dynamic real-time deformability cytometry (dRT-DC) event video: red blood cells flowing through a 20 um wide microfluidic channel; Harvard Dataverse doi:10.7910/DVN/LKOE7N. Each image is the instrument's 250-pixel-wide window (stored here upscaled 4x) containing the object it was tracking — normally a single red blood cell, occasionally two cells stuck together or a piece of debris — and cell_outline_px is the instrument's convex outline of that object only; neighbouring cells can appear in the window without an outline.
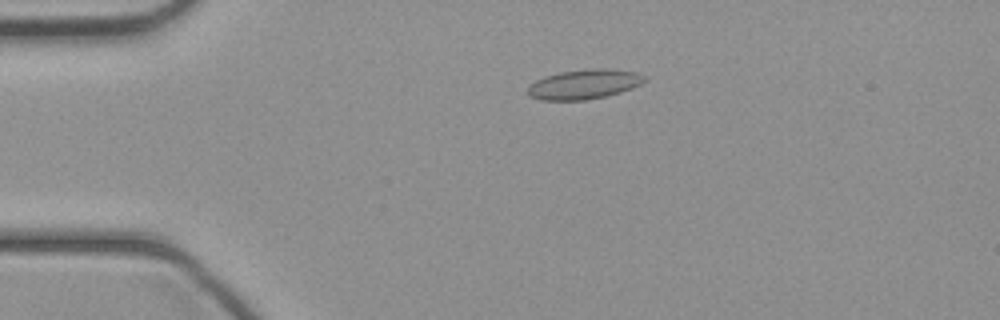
{"species": "common noctule bat (a hibernating species)", "species_latin": "Nyctalus noctula", "temperature_condition": "cold", "stored_images_in_passage": 38, "camera_frame_rate_fps": 3000, "um_per_image_px": 0.085, "animal": {"sex": "female", "body_mass_g": 21.9}, "frame": {"image": 1, "passage_image": 3, "time_ms": 0.667, "image_size_px": [1000, 320], "cell_outline_px": [[648, 80], [632, 88], [620, 92], [604, 96], [584, 100], [540, 100], [528, 96], [528, 84], [544, 76], [560, 72], [588, 68], [604, 68], [636, 72], [644, 76]], "centroid_in_image_um": [49.62, 7.15], "position_along_channel_um": 35.4, "area_um2": 20.29}}
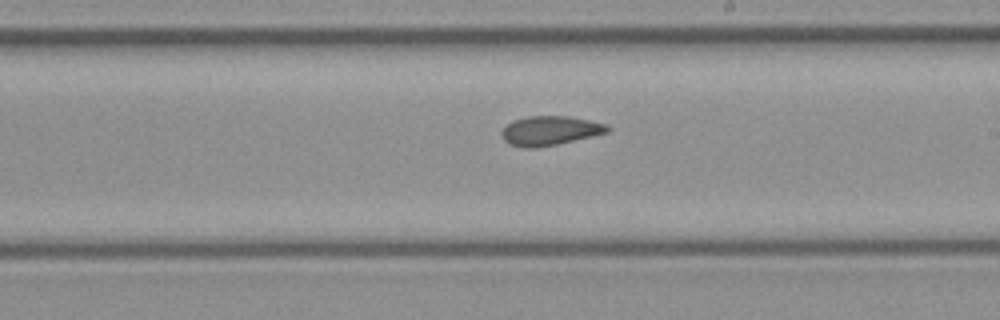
{"frame": {"image": 2, "passage_image": 19, "time_ms": 6.0, "image_size_px": [1000, 320], "cell_outline_px": [[612, 128], [608, 132], [592, 136], [556, 144], [536, 148], [524, 148], [508, 144], [500, 136], [500, 132], [512, 120], [528, 116], [572, 116], [608, 124]], "centroid_in_image_um": [46.74, 11.1], "position_along_channel_um": 242.3, "area_um2": 18.26}}
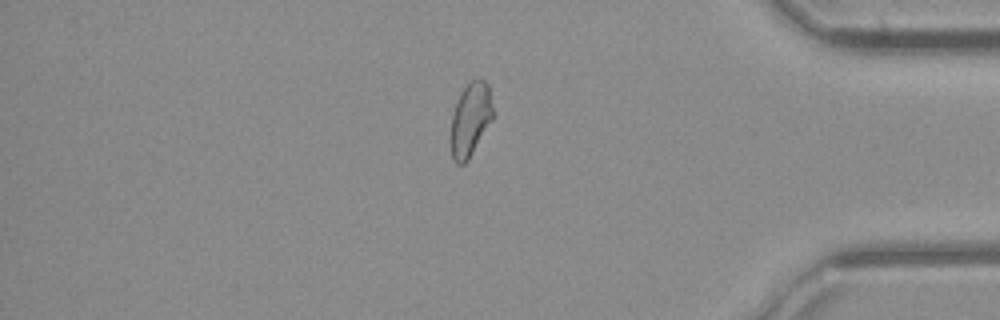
{"frame": {"image": 3, "passage_image": 31, "time_ms": 10.0, "image_size_px": [1000, 320], "cell_outline_px": [[492, 120], [468, 160], [464, 164], [456, 164], [452, 160], [452, 116], [456, 100], [464, 88], [472, 80], [484, 80], [488, 84], [492, 108]], "centroid_in_image_um": [39.98, 10.17], "position_along_channel_um": 395.2, "area_um2": 17.63}}